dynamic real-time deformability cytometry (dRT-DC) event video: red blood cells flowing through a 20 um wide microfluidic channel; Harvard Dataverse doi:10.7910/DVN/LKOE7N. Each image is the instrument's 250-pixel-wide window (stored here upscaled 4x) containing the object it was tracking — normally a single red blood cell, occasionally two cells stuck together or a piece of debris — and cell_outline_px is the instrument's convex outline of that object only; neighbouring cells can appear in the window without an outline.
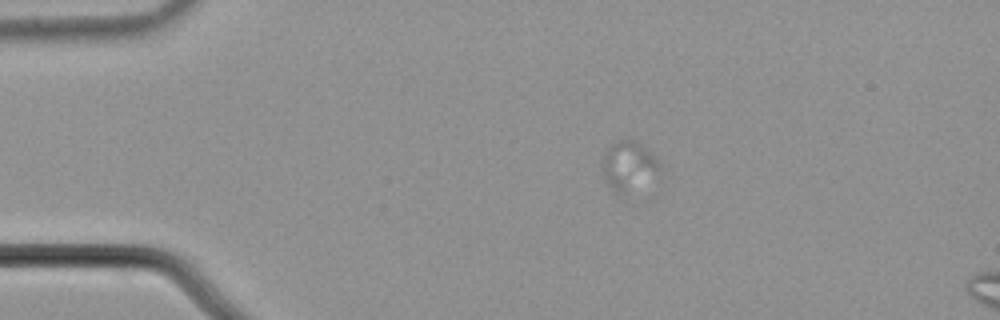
{"species": "common noctule bat (a hibernating species)", "species_latin": "Nyctalus noctula", "temperature_condition": "cold", "stored_images_in_passage": 64, "camera_frame_rate_fps": 3000, "um_per_image_px": 0.085, "animal": {"sex": "male", "body_mass_g": 21.5, "forearm_length_mm": 52.0}, "frame": {"image": 1, "passage_image": 17, "time_ms": 5.333, "image_size_px": [1000, 320], "cell_outline_px": [[660, 168], [620, 192], [612, 192], [604, 180], [604, 152], [612, 144], [620, 140], [632, 140], [644, 148], [660, 164]], "centroid_in_image_um": [53.3, 14.01], "position_along_channel_um": 31.7, "area_um2": 14.45}}
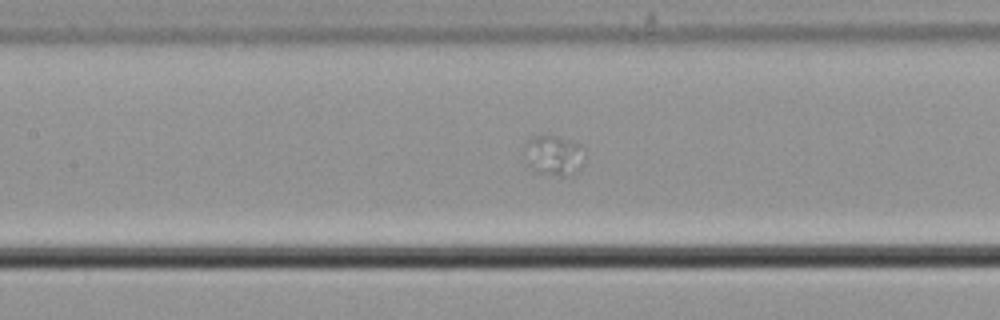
{"frame": {"image": 2, "passage_image": 33, "time_ms": 10.667, "image_size_px": [1000, 320], "cell_outline_px": [[584, 160], [580, 168], [568, 176], [564, 176], [536, 172], [528, 164], [524, 148], [524, 144], [532, 136], [544, 132], [572, 140], [580, 144], [584, 148]], "centroid_in_image_um": [47.07, 13.14], "position_along_channel_um": 160.3, "area_um2": 14.51}}
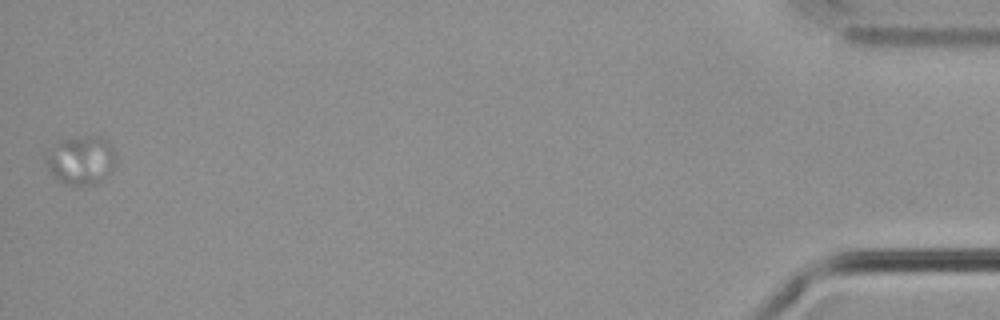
{"frame": {"image": 3, "passage_image": 64, "time_ms": 21.0, "image_size_px": [1000, 320], "cell_outline_px": [[116, 164], [96, 184], [60, 184], [52, 176], [44, 160], [44, 156], [60, 140], [84, 136], [100, 136], [108, 140], [112, 148], [116, 160]], "centroid_in_image_um": [6.85, 13.61], "position_along_channel_um": 428.4, "area_um2": 19.77}}